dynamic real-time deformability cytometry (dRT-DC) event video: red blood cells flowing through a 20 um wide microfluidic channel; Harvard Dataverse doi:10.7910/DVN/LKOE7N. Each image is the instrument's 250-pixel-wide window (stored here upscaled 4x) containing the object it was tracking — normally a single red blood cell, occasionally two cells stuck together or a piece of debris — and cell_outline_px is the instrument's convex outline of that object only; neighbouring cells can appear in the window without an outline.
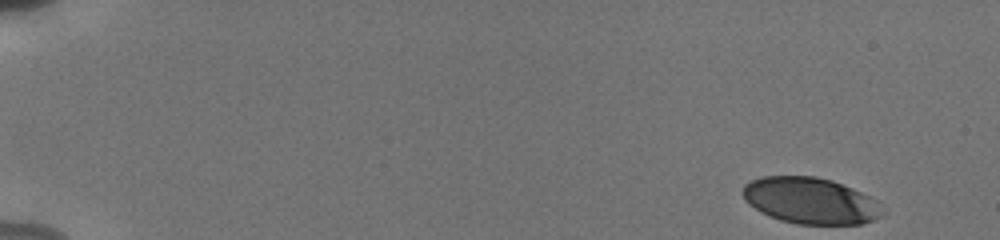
{"species": "human", "species_latin": "Homo sapiens", "temperature_condition": "cold", "stored_images_in_passage": 29, "camera_frame_rate_fps": 3000, "um_per_image_px": 0.085, "donor": {"sex": "male"}, "frame": {"image": 1, "passage_image": 1, "time_ms": 0.0, "image_size_px": [1000, 240], "cell_outline_px": [[888, 212], [884, 216], [860, 224], [796, 224], [780, 220], [760, 212], [748, 204], [744, 200], [740, 192], [744, 184], [760, 176], [816, 176], [832, 180], [852, 188], [876, 200]], "centroid_in_image_um": [68.88, 17.06], "position_along_channel_um": 16.1, "area_um2": 38.21}}
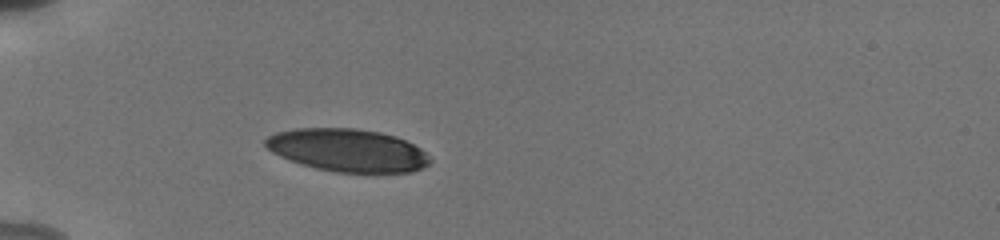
{"frame": {"image": 2, "passage_image": 19, "time_ms": 4.667, "image_size_px": [1000, 240], "cell_outline_px": [[432, 160], [428, 164], [412, 172], [336, 172], [316, 168], [300, 164], [280, 156], [272, 152], [264, 144], [264, 140], [268, 136], [276, 132], [296, 128], [356, 128], [380, 132], [396, 136], [420, 148]], "centroid_in_image_um": [29.52, 12.76], "position_along_channel_um": 55.5, "area_um2": 40.86}}
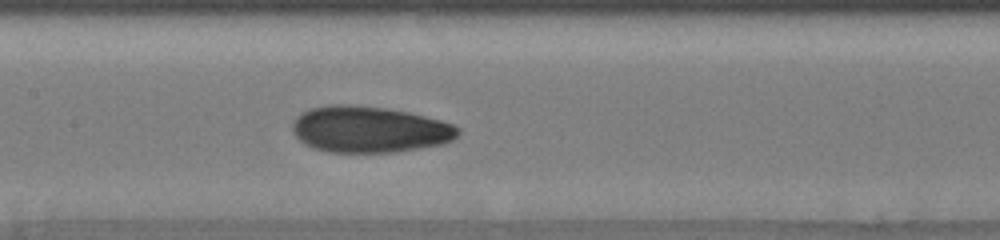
{"frame": {"image": 3, "passage_image": 29, "time_ms": 8.333, "image_size_px": [1000, 240], "cell_outline_px": [[460, 132], [452, 140], [444, 144], [396, 152], [328, 152], [312, 148], [304, 144], [292, 132], [292, 124], [296, 116], [300, 112], [308, 108], [328, 104], [348, 104], [384, 108], [408, 112], [440, 120], [452, 124], [460, 128]], "centroid_in_image_um": [31.35, 11.0], "position_along_channel_um": 176.0, "area_um2": 45.03}}